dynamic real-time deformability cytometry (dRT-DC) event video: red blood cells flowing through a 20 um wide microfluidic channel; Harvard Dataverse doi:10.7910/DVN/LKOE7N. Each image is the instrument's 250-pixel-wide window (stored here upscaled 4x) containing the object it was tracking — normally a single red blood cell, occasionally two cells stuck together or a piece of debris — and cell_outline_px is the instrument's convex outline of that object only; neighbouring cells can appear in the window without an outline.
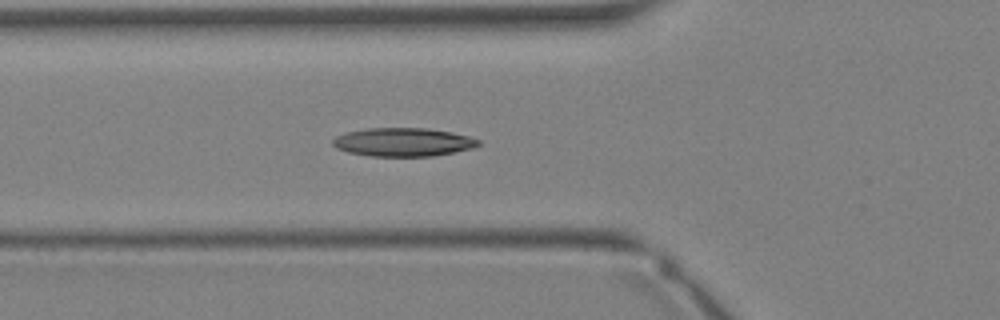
{"species": "Egyptian fruit bat (a non-hibernating species)", "species_latin": "Rousettus aegyptiacus", "temperature_condition": "warm", "stored_images_in_passage": 27, "camera_frame_rate_fps": 3000, "um_per_image_px": 0.085, "animal": {"sex": "female"}, "frame": {"image": 1, "passage_image": 9, "time_ms": 2.667, "image_size_px": [1000, 320], "cell_outline_px": [[480, 144], [472, 148], [432, 156], [372, 156], [348, 152], [336, 148], [332, 144], [332, 140], [336, 136], [348, 132], [368, 128], [428, 128], [452, 132], [468, 136], [480, 140]], "centroid_in_image_um": [34.26, 12.07], "position_along_channel_um": 91.5, "area_um2": 24.04}}
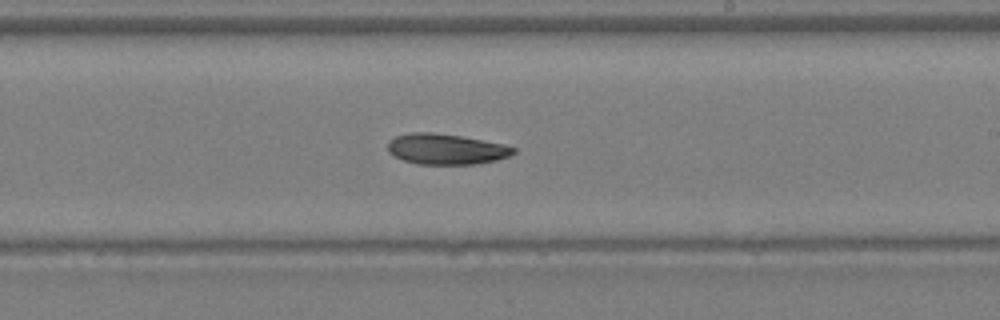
{"frame": {"image": 2, "passage_image": 17, "time_ms": 5.333, "image_size_px": [1000, 320], "cell_outline_px": [[516, 152], [508, 156], [496, 160], [476, 164], [420, 164], [404, 160], [388, 152], [388, 140], [396, 136], [412, 132], [432, 132], [460, 136], [504, 144], [516, 148]], "centroid_in_image_um": [37.92, 12.67], "position_along_channel_um": 251.1, "area_um2": 22.31}}
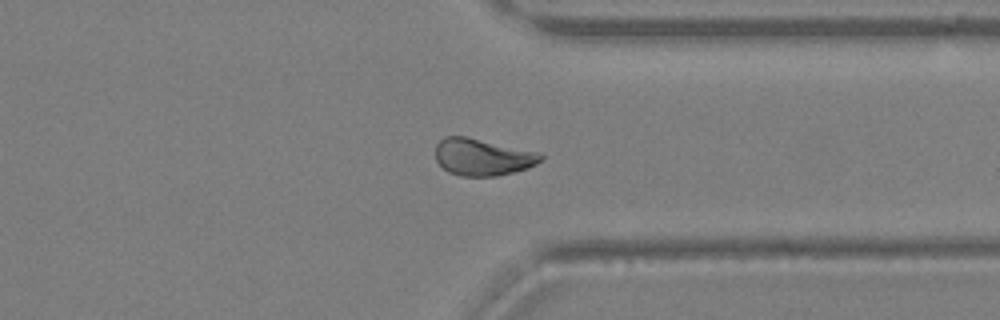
{"frame": {"image": 3, "passage_image": 23, "time_ms": 7.333, "image_size_px": [1000, 320], "cell_outline_px": [[544, 156], [536, 164], [512, 172], [496, 176], [460, 176], [448, 172], [436, 160], [436, 144], [444, 136], [464, 136], [540, 152]], "centroid_in_image_um": [40.99, 13.34], "position_along_channel_um": 370.4, "area_um2": 22.48}}